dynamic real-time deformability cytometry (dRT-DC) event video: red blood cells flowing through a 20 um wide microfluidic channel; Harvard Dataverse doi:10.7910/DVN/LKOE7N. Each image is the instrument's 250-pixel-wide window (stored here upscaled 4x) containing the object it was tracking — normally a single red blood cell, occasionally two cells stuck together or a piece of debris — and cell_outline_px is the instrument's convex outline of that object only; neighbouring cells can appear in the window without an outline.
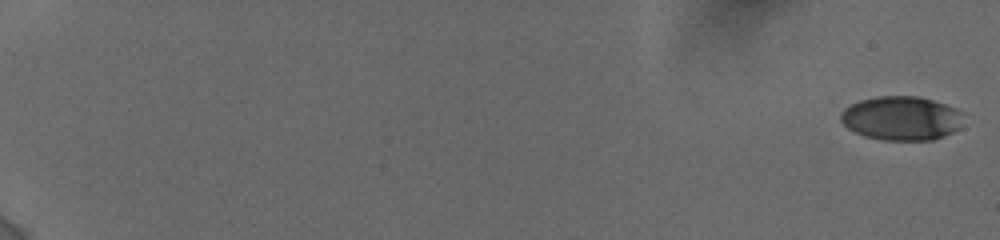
{"species": "human", "species_latin": "Homo sapiens", "temperature_condition": "cold", "stored_images_in_passage": 13, "camera_frame_rate_fps": 3000, "um_per_image_px": 0.085, "donor": {"sex": "female"}, "frame": {"image": 1, "passage_image": 1, "time_ms": 0.0, "image_size_px": [1000, 240], "cell_outline_px": [[964, 112], [960, 128], [952, 132], [932, 140], [884, 140], [864, 136], [848, 128], [840, 120], [840, 112], [844, 108], [860, 100], [876, 96], [920, 96], [956, 108]], "centroid_in_image_um": [76.62, 10.04], "position_along_channel_um": 8.4, "area_um2": 31.62}}
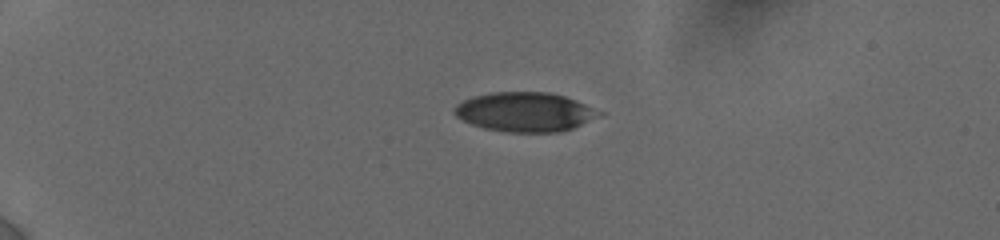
{"frame": {"image": 2, "passage_image": 8, "time_ms": 5.0, "image_size_px": [1000, 240], "cell_outline_px": [[604, 112], [572, 128], [560, 132], [504, 132], [484, 128], [472, 124], [456, 116], [452, 112], [452, 108], [456, 104], [472, 96], [492, 92], [548, 92], [564, 96], [576, 100]], "centroid_in_image_um": [44.56, 9.51], "position_along_channel_um": 40.4, "area_um2": 33.06}}
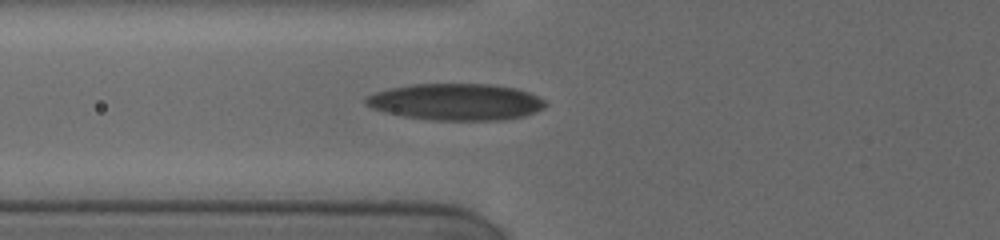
{"frame": {"image": 3, "passage_image": 13, "time_ms": 8.0, "image_size_px": [1000, 240], "cell_outline_px": [[548, 104], [544, 108], [536, 112], [524, 116], [508, 120], [432, 120], [404, 116], [372, 108], [364, 104], [364, 100], [368, 96], [376, 92], [392, 88], [412, 84], [492, 84], [516, 88], [528, 92], [544, 100]], "centroid_in_image_um": [38.81, 8.66], "position_along_channel_um": 87.0, "area_um2": 38.32}}